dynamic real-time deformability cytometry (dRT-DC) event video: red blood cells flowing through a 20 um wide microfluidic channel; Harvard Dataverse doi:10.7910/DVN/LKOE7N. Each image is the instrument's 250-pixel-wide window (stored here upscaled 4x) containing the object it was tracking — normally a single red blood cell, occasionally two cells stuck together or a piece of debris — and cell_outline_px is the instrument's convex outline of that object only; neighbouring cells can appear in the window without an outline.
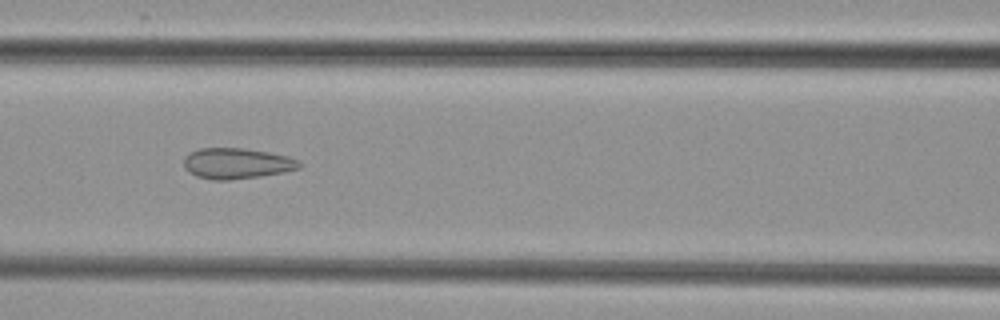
{"species": "common noctule bat (a hibernating species)", "species_latin": "Nyctalus noctula", "temperature_condition": "cold", "stored_images_in_passage": 7, "camera_frame_rate_fps": 3000, "um_per_image_px": 0.085, "animal": {"sex": "female", "body_mass_g": 29.2, "forearm_length_mm": 56.3}, "frame": {"image": 1, "passage_image": 5, "time_ms": 5.333, "image_size_px": [1000, 320], "cell_outline_px": [[300, 168], [284, 172], [260, 176], [232, 180], [212, 180], [196, 176], [188, 172], [184, 168], [184, 156], [200, 148], [244, 148], [268, 152], [288, 156], [296, 160], [300, 164]], "centroid_in_image_um": [20.09, 13.9], "position_along_channel_um": 146.5, "area_um2": 20.69}}
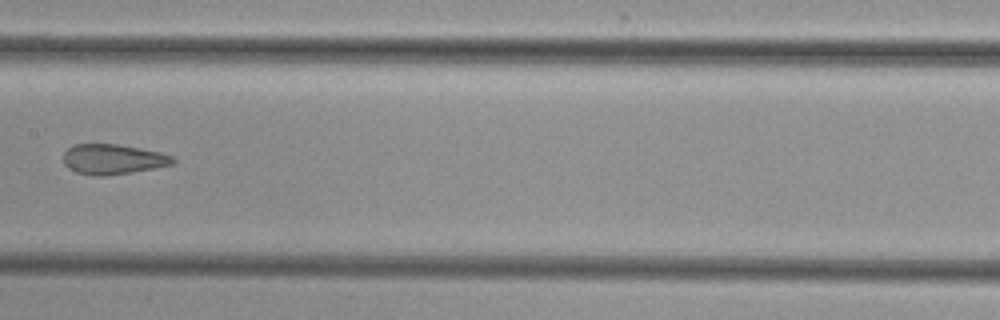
{"frame": {"image": 2, "passage_image": 6, "time_ms": 6.667, "image_size_px": [1000, 320], "cell_outline_px": [[176, 160], [172, 164], [132, 172], [108, 176], [92, 176], [76, 172], [68, 168], [64, 164], [64, 152], [68, 148], [76, 144], [116, 144], [140, 148], [160, 152], [172, 156]], "centroid_in_image_um": [9.57, 13.54], "position_along_channel_um": 197.8, "area_um2": 19.19}}
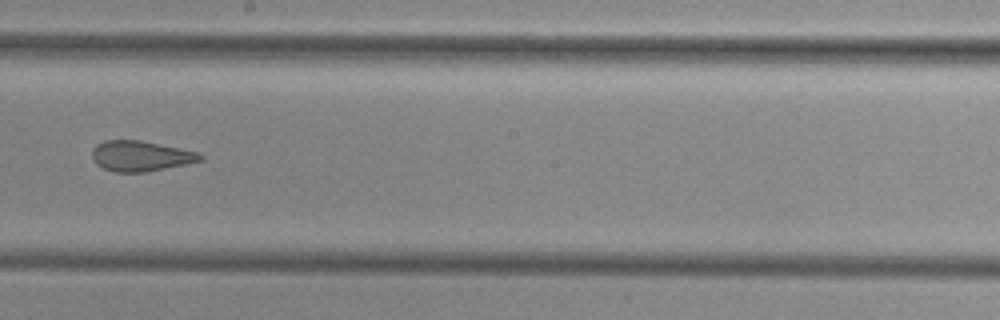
{"frame": {"image": 3, "passage_image": 7, "time_ms": 7.667, "image_size_px": [1000, 320], "cell_outline_px": [[204, 160], [148, 172], [116, 172], [104, 168], [96, 164], [92, 160], [92, 148], [96, 144], [104, 140], [140, 140], [196, 152], [204, 156]], "centroid_in_image_um": [11.92, 13.26], "position_along_channel_um": 236.3, "area_um2": 19.13}}